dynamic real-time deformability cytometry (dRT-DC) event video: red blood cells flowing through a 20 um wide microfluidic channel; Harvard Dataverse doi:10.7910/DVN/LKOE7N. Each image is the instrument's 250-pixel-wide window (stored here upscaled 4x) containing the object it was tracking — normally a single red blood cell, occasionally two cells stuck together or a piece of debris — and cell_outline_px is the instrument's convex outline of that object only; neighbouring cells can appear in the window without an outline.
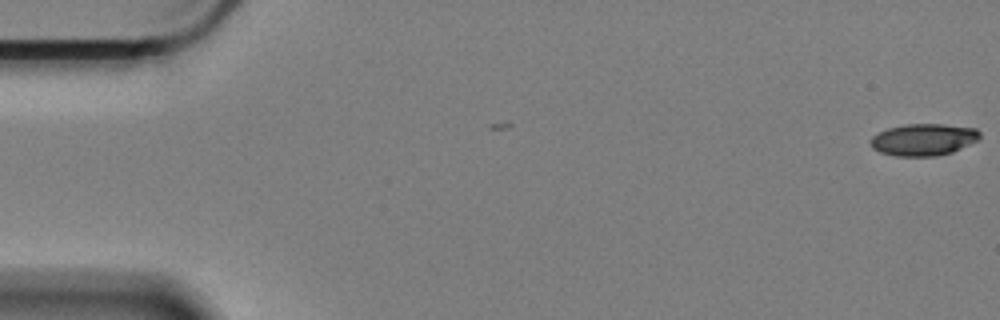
{"species": "Egyptian fruit bat (a non-hibernating species)", "species_latin": "Rousettus aegyptiacus", "temperature_condition": "cold", "stored_images_in_passage": 3, "camera_frame_rate_fps": 3000, "um_per_image_px": 0.085, "animal": {"sex": "female"}, "frame": {"image": 1, "passage_image": 3, "time_ms": 0.667, "image_size_px": [1000, 320], "cell_outline_px": [[980, 136], [976, 140], [952, 152], [936, 156], [896, 156], [880, 152], [872, 148], [872, 136], [888, 128], [904, 124], [944, 124], [976, 128], [980, 132]], "centroid_in_image_um": [78.49, 11.86], "position_along_channel_um": 6.5, "area_um2": 20.11}}